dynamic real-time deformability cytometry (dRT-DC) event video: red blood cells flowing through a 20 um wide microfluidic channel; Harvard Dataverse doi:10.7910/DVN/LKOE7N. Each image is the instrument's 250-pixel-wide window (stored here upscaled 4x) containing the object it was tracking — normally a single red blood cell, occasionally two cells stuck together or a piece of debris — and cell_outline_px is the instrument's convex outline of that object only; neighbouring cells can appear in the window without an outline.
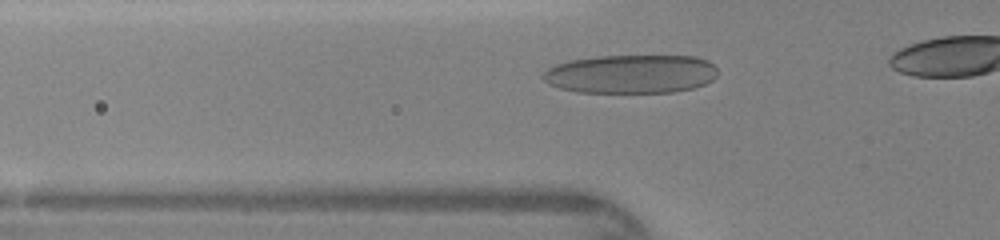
{"species": "human", "species_latin": "Homo sapiens", "temperature_condition": "warm", "stored_images_in_passage": 10, "camera_frame_rate_fps": 3000, "um_per_image_px": 0.085, "donor": {"sex": "female"}, "frame": {"image": 1, "passage_image": 2, "time_ms": 0.333, "image_size_px": [1000, 240], "cell_outline_px": [[716, 76], [712, 80], [704, 84], [692, 88], [672, 92], [576, 92], [560, 88], [548, 84], [544, 80], [544, 72], [548, 68], [556, 64], [568, 60], [596, 56], [696, 56], [708, 60], [716, 68]], "centroid_in_image_um": [53.62, 6.28], "position_along_channel_um": 72.2, "area_um2": 39.36}}
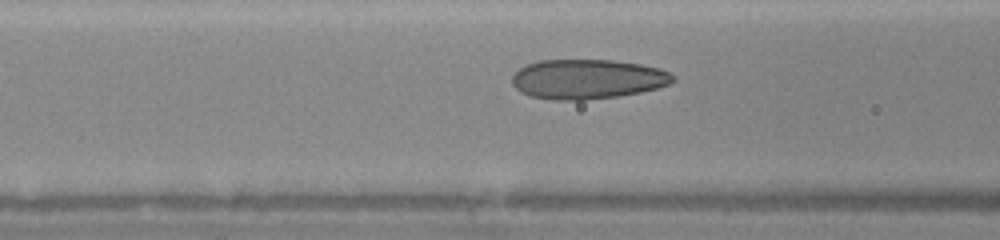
{"frame": {"image": 2, "passage_image": 5, "time_ms": 1.333, "image_size_px": [1000, 240], "cell_outline_px": [[676, 80], [668, 84], [656, 88], [640, 92], [616, 96], [584, 100], [556, 100], [532, 96], [520, 92], [512, 84], [512, 76], [520, 68], [528, 64], [540, 60], [612, 60], [640, 64], [660, 68], [668, 72]], "centroid_in_image_um": [49.92, 6.72], "position_along_channel_um": 116.7, "area_um2": 36.93}}
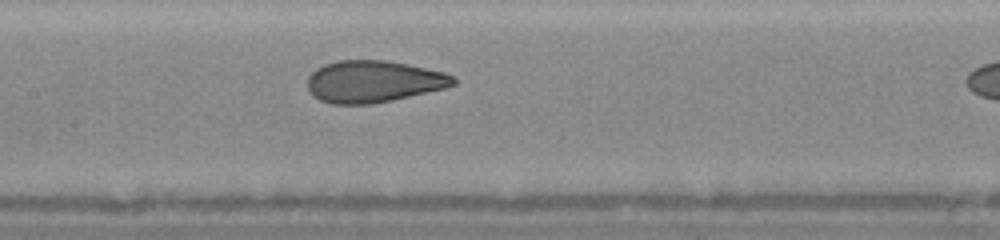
{"frame": {"image": 3, "passage_image": 9, "time_ms": 2.667, "image_size_px": [1000, 240], "cell_outline_px": [[456, 84], [444, 88], [392, 100], [372, 104], [332, 104], [320, 100], [312, 96], [308, 88], [308, 76], [316, 68], [324, 64], [336, 60], [384, 60], [408, 64], [444, 72], [456, 76]], "centroid_in_image_um": [31.73, 6.92], "position_along_channel_um": 175.7, "area_um2": 35.72}}